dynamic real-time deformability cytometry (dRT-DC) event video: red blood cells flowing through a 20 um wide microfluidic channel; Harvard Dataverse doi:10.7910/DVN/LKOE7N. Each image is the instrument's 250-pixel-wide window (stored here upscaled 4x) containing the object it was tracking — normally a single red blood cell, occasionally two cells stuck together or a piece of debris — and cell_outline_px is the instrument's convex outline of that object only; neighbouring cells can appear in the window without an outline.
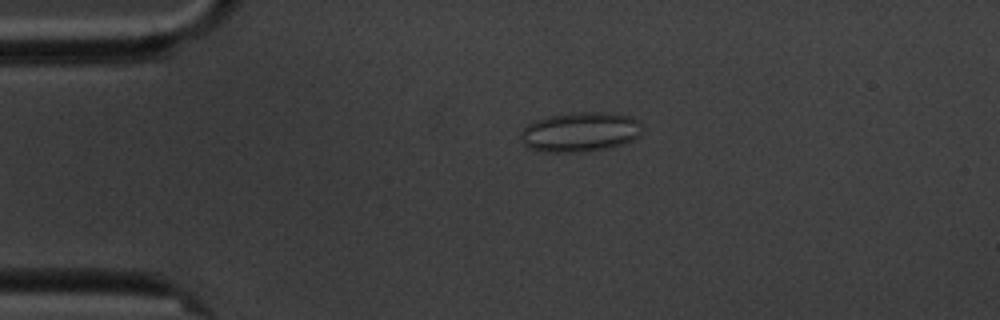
{"species": "common noctule bat (a hibernating species)", "species_latin": "Nyctalus noctula", "temperature_condition": "cold", "stored_images_in_passage": 14, "camera_frame_rate_fps": 3000, "um_per_image_px": 0.085, "animal": {"sex": "male", "body_mass_g": 20.1, "forearm_length_mm": 53.5}, "frame": {"image": 1, "passage_image": 3, "time_ms": 2.333, "image_size_px": [1000, 320], "cell_outline_px": [[644, 128], [640, 136], [624, 144], [584, 152], [540, 152], [528, 148], [520, 140], [520, 132], [528, 124], [536, 120], [548, 116], [572, 112], [608, 112], [632, 116], [640, 120]], "centroid_in_image_um": [49.34, 11.21], "position_along_channel_um": 35.7, "area_um2": 28.67}}
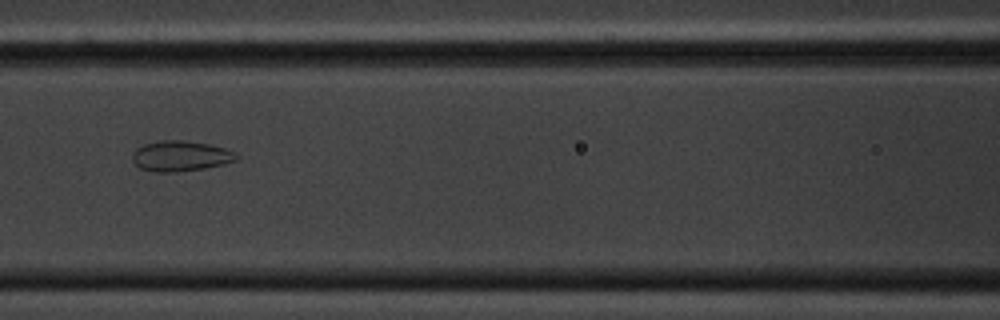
{"frame": {"image": 2, "passage_image": 6, "time_ms": 6.667, "image_size_px": [1000, 320], "cell_outline_px": [[240, 156], [236, 160], [224, 164], [204, 168], [176, 172], [152, 172], [140, 168], [132, 160], [132, 152], [136, 148], [144, 144], [160, 140], [184, 140], [208, 144], [224, 148], [236, 152]], "centroid_in_image_um": [15.34, 13.26], "position_along_channel_um": 151.3, "area_um2": 18.61}}
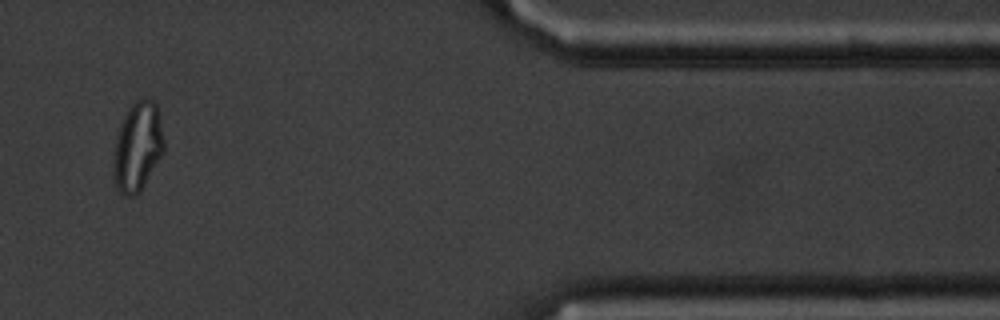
{"frame": {"image": 3, "passage_image": 13, "time_ms": 15.0, "image_size_px": [1000, 320], "cell_outline_px": [[164, 152], [140, 192], [136, 196], [124, 196], [120, 192], [116, 184], [112, 172], [112, 160], [116, 140], [120, 124], [128, 108], [140, 96], [144, 96], [152, 100], [156, 104], [160, 116], [164, 140]], "centroid_in_image_um": [11.7, 12.46], "position_along_channel_um": 399.7, "area_um2": 26.65}}